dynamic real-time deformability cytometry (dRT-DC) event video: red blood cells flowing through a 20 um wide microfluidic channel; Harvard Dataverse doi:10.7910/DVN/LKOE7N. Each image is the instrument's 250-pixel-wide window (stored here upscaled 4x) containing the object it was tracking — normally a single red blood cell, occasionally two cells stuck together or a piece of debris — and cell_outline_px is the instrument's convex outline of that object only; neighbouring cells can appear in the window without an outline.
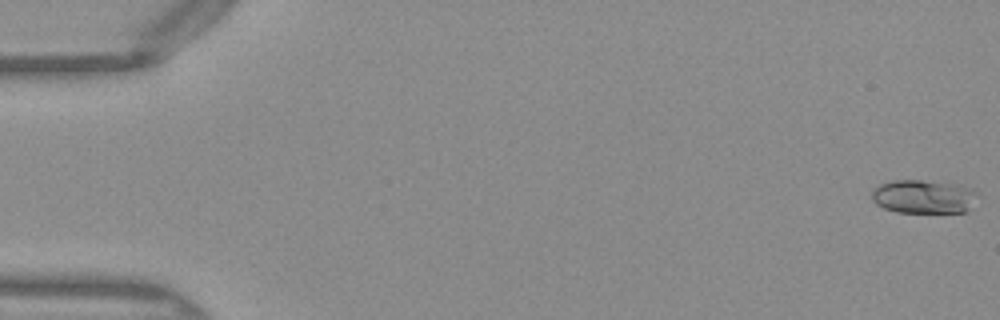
{"species": "Egyptian fruit bat (a non-hibernating species)", "species_latin": "Rousettus aegyptiacus", "temperature_condition": "warm", "stored_images_in_passage": 13, "camera_frame_rate_fps": 3000, "um_per_image_px": 0.085, "frame": {"image": 1, "passage_image": 1, "time_ms": 0.0, "image_size_px": [1000, 320], "cell_outline_px": [[976, 192], [968, 208], [964, 212], [896, 212], [884, 208], [876, 204], [872, 200], [872, 188], [880, 184], [892, 180], [920, 180], [952, 184], [972, 188]], "centroid_in_image_um": [78.4, 16.71], "position_along_channel_um": 6.6, "area_um2": 20.35}}